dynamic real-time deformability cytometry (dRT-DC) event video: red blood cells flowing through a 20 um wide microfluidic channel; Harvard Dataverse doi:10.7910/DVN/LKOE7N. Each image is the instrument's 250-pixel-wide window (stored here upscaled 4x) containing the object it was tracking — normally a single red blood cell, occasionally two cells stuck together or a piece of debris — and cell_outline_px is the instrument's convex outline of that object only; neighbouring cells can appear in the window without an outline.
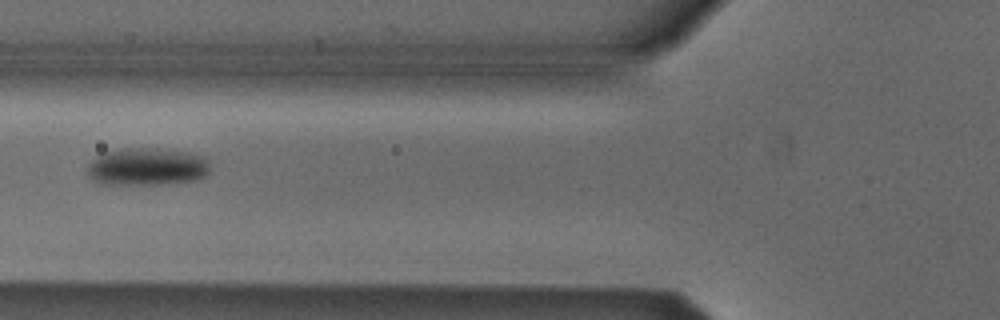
{"species": "Egyptian fruit bat (a non-hibernating species)", "species_latin": "Rousettus aegyptiacus", "temperature_condition": "cold", "stored_images_in_passage": 3, "camera_frame_rate_fps": 3000, "um_per_image_px": 0.085, "animal": {"sex": "male"}, "frame": {"image": 1, "passage_image": 2, "time_ms": 1.333, "image_size_px": [1000, 320], "cell_outline_px": [[208, 172], [204, 176], [196, 180], [160, 184], [104, 184], [96, 180], [88, 172], [88, 164], [96, 156], [104, 152], [120, 148], [156, 148], [188, 152], [208, 156]], "centroid_in_image_um": [12.53, 14.15], "position_along_channel_um": 113.3, "area_um2": 26.88}}
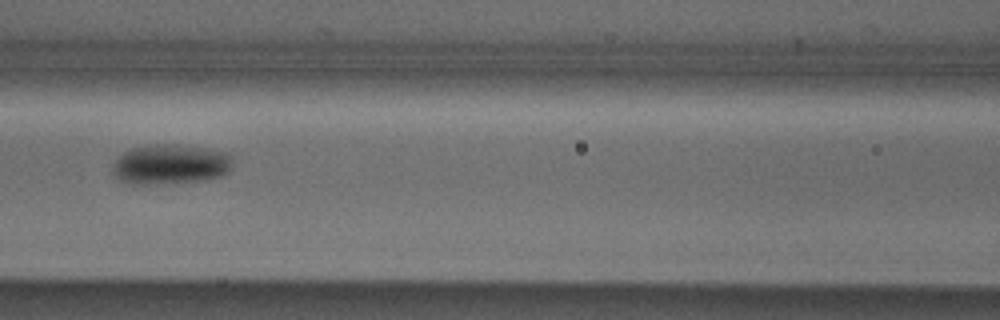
{"frame": {"image": 2, "passage_image": 3, "time_ms": 2.333, "image_size_px": [1000, 320], "cell_outline_px": [[232, 168], [228, 172], [220, 176], [196, 180], [148, 184], [128, 184], [116, 180], [112, 172], [112, 164], [124, 152], [132, 148], [148, 144], [176, 144], [208, 148], [224, 152], [232, 156]], "centroid_in_image_um": [14.44, 13.95], "position_along_channel_um": 152.2, "area_um2": 28.03}}